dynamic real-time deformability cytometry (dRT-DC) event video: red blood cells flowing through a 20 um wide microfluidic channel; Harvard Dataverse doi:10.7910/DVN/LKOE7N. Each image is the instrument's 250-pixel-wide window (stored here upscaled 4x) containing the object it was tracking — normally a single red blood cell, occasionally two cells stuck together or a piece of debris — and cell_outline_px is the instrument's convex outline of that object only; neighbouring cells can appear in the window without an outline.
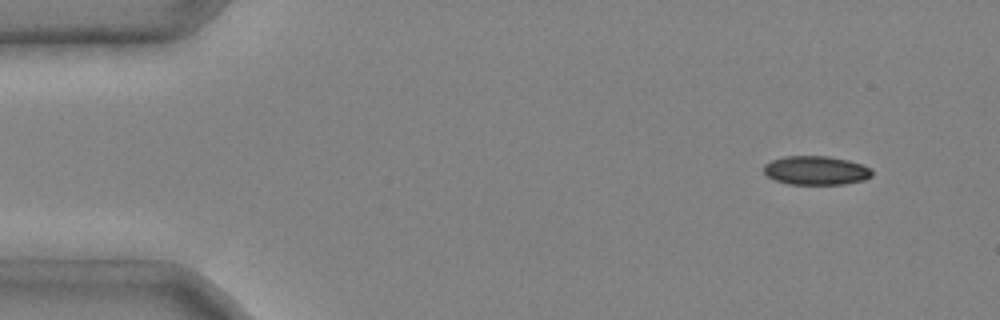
{"species": "common noctule bat (a hibernating species)", "species_latin": "Nyctalus noctula", "temperature_condition": "cold", "stored_images_in_passage": 3, "camera_frame_rate_fps": 3000, "um_per_image_px": 0.085, "animal": {"sex": "male", "body_mass_g": 20.4}, "frame": {"image": 1, "passage_image": 1, "time_ms": 0.0, "image_size_px": [1000, 320], "cell_outline_px": [[872, 176], [864, 180], [844, 184], [788, 184], [776, 180], [768, 176], [764, 172], [764, 164], [772, 160], [784, 156], [828, 156], [848, 160], [872, 168]], "centroid_in_image_um": [69.37, 14.48], "position_along_channel_um": 15.6, "area_um2": 18.21}}
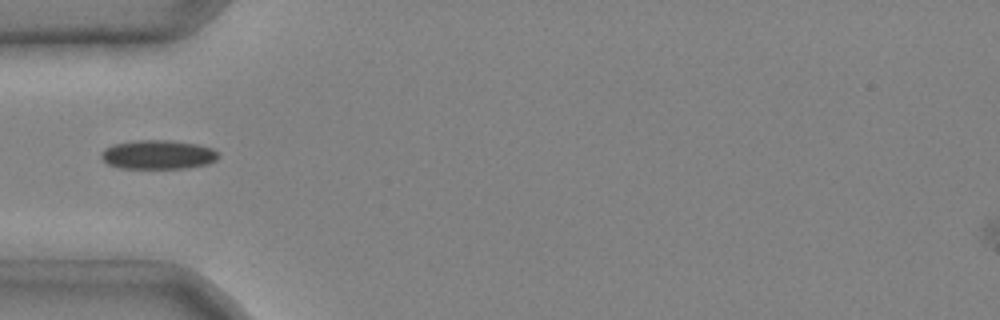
{"frame": {"image": 2, "passage_image": 3, "time_ms": 0.667, "image_size_px": [1000, 320], "cell_outline_px": [[216, 160], [208, 164], [184, 168], [120, 168], [108, 164], [100, 156], [100, 152], [104, 148], [112, 144], [136, 140], [172, 140], [200, 144], [212, 148], [216, 152]], "centroid_in_image_um": [13.4, 13.13], "position_along_channel_um": 71.6, "area_um2": 19.94}}